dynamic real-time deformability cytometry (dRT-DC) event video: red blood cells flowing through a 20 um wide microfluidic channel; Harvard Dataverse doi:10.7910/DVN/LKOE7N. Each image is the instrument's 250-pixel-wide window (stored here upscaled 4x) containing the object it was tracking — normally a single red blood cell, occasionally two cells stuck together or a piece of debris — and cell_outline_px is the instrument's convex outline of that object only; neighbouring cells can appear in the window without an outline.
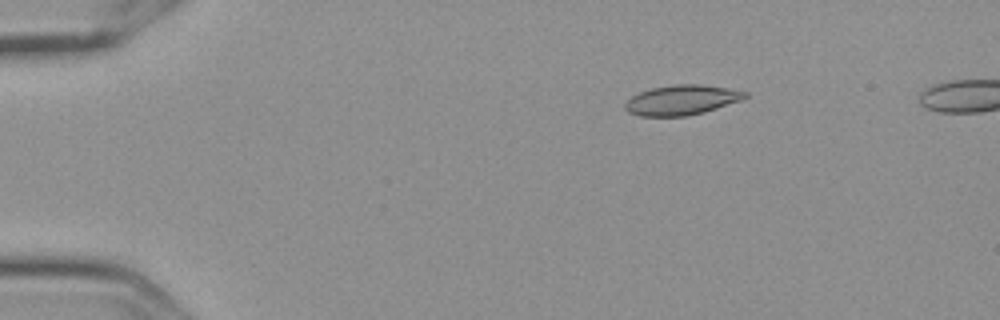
{"species": "Egyptian fruit bat (a non-hibernating species)", "species_latin": "Rousettus aegyptiacus", "temperature_condition": "cold", "stored_images_in_passage": 49, "camera_frame_rate_fps": 3000, "um_per_image_px": 0.085, "frame": {"image": 1, "passage_image": 3, "time_ms": 0.667, "image_size_px": [1000, 320], "cell_outline_px": [[748, 96], [740, 100], [704, 112], [688, 116], [640, 116], [628, 112], [624, 108], [624, 104], [632, 96], [640, 92], [652, 88], [676, 84], [700, 84], [728, 88], [748, 92]], "centroid_in_image_um": [57.93, 8.5], "position_along_channel_um": 27.1, "area_um2": 20.81}}
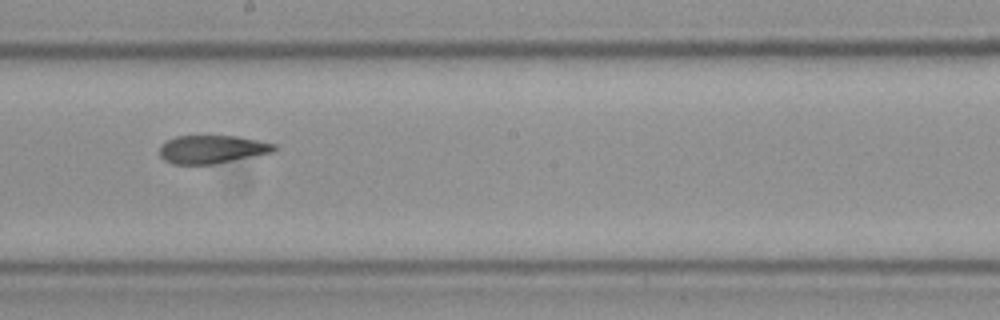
{"frame": {"image": 2, "passage_image": 26, "time_ms": 8.333, "image_size_px": [1000, 320], "cell_outline_px": [[276, 148], [272, 152], [212, 164], [172, 164], [164, 160], [160, 156], [160, 144], [176, 136], [240, 136], [276, 144]], "centroid_in_image_um": [17.99, 12.68], "position_along_channel_um": 230.2, "area_um2": 18.67}}
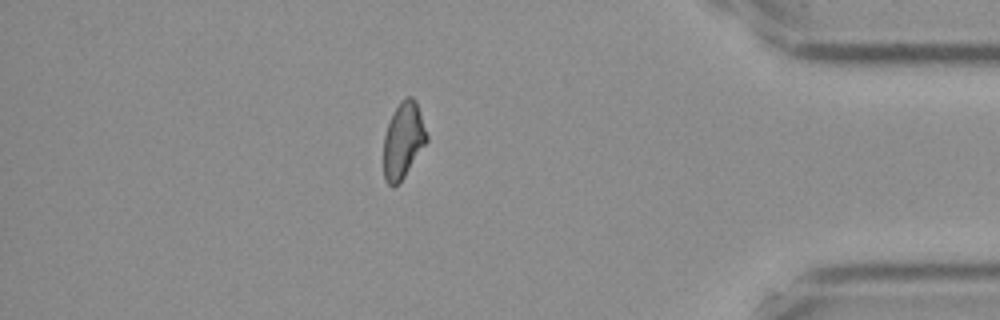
{"frame": {"image": 3, "passage_image": 43, "time_ms": 14.0, "image_size_px": [1000, 320], "cell_outline_px": [[428, 140], [404, 176], [392, 188], [384, 180], [384, 136], [392, 112], [400, 100], [404, 96], [412, 96], [416, 100], [428, 136]], "centroid_in_image_um": [34.27, 11.88], "position_along_channel_um": 400.9, "area_um2": 19.07}}